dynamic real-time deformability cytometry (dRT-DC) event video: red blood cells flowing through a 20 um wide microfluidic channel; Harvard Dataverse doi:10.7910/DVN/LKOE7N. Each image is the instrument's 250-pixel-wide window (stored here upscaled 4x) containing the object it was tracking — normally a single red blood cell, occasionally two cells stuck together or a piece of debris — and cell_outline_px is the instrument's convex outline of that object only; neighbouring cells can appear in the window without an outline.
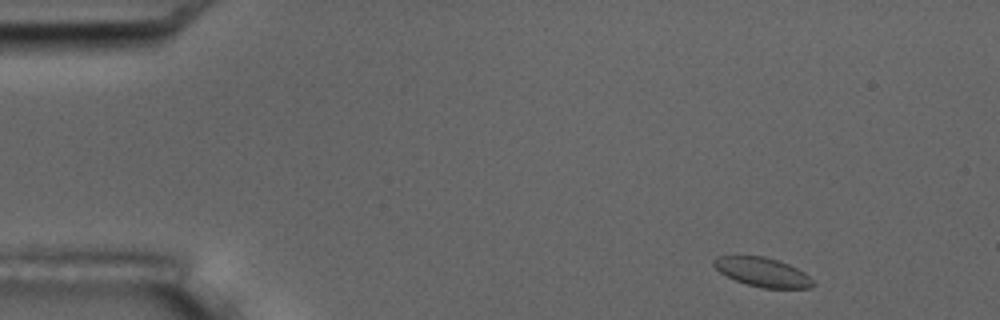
{"species": "common noctule bat (a hibernating species)", "species_latin": "Nyctalus noctula", "temperature_condition": "room temperature", "stored_images_in_passage": 4, "camera_frame_rate_fps": 3000, "um_per_image_px": 0.085, "animal": {"sex": "male", "body_mass_g": 17.5, "forearm_length_mm": 52.3}, "frame": {"image": 1, "passage_image": 1, "time_ms": 0.0, "image_size_px": [1000, 320], "cell_outline_px": [[816, 284], [812, 288], [760, 288], [736, 280], [720, 272], [712, 264], [712, 260], [716, 256], [764, 256], [788, 264], [804, 272]], "centroid_in_image_um": [64.81, 23.13], "position_along_channel_um": 20.2, "area_um2": 16.7}}
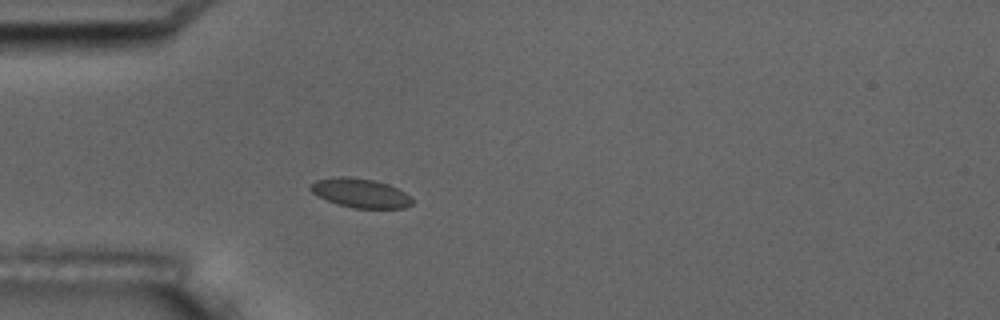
{"frame": {"image": 2, "passage_image": 4, "time_ms": 3.333, "image_size_px": [1000, 320], "cell_outline_px": [[412, 204], [404, 208], [352, 208], [328, 200], [312, 192], [308, 188], [316, 180], [340, 176], [348, 176], [372, 180], [388, 184], [404, 192], [412, 200]], "centroid_in_image_um": [30.63, 16.4], "position_along_channel_um": 54.4, "area_um2": 16.94}}